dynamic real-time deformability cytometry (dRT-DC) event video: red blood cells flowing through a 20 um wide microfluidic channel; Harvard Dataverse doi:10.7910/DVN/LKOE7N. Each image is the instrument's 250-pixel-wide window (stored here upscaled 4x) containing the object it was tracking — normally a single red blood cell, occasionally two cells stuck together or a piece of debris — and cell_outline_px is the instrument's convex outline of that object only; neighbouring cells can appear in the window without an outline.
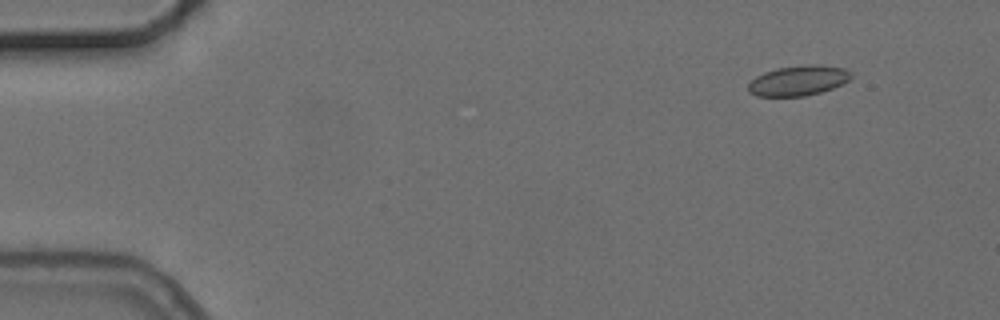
{"species": "common noctule bat (a hibernating species)", "species_latin": "Nyctalus noctula", "temperature_condition": "cold", "stored_images_in_passage": 6, "camera_frame_rate_fps": 3000, "um_per_image_px": 0.085, "animal": {"sex": "female", "body_mass_g": 24.6, "forearm_length_mm": 56.2}, "frame": {"image": 1, "passage_image": 2, "time_ms": 1.333, "image_size_px": [1000, 320], "cell_outline_px": [[852, 76], [848, 80], [832, 88], [820, 92], [804, 96], [756, 96], [748, 92], [748, 84], [756, 76], [764, 72], [776, 68], [808, 64], [816, 64], [844, 68], [852, 72]], "centroid_in_image_um": [67.83, 6.84], "position_along_channel_um": 17.2, "area_um2": 18.03}}
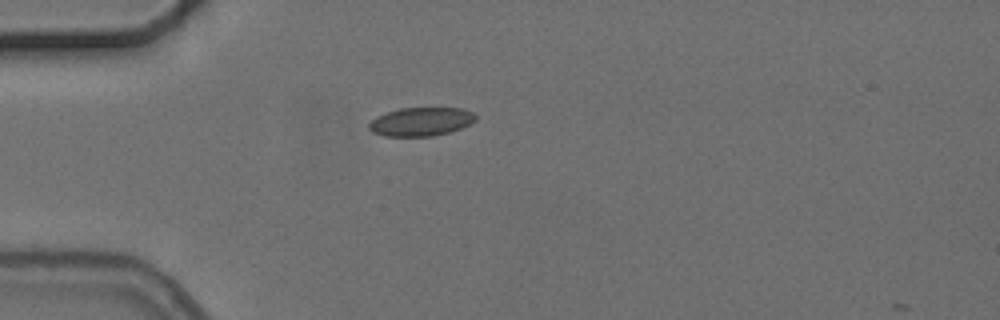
{"frame": {"image": 2, "passage_image": 5, "time_ms": 4.667, "image_size_px": [1000, 320], "cell_outline_px": [[476, 120], [460, 128], [448, 132], [432, 136], [384, 136], [372, 132], [368, 128], [368, 124], [376, 116], [400, 108], [464, 108], [472, 112], [476, 116]], "centroid_in_image_um": [35.76, 10.34], "position_along_channel_um": 49.2, "area_um2": 17.69}}